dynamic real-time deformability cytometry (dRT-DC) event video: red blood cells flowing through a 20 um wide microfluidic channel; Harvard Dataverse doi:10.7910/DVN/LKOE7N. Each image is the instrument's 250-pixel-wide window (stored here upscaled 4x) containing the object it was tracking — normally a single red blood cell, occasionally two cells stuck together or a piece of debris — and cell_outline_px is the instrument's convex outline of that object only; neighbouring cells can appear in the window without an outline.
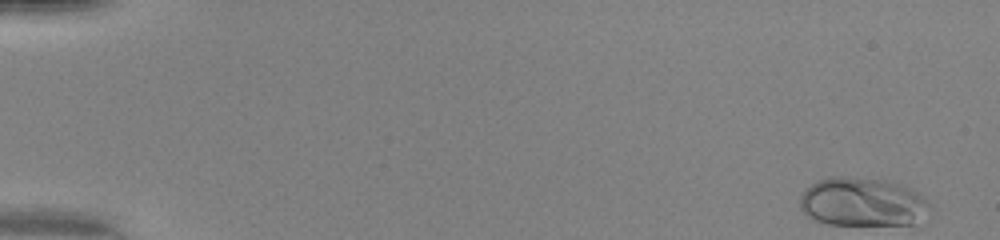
{"species": "human", "species_latin": "Homo sapiens", "temperature_condition": "warm", "stored_images_in_passage": 49, "camera_frame_rate_fps": 3000, "um_per_image_px": 0.085, "donor": {"sex": "female"}, "frame": {"image": 1, "passage_image": 1, "time_ms": 0.0, "image_size_px": [1000, 240], "cell_outline_px": [[932, 208], [912, 224], [828, 224], [816, 220], [808, 216], [800, 208], [800, 196], [812, 184], [828, 176], [844, 176], [888, 180], [904, 184], [912, 188], [924, 196]], "centroid_in_image_um": [73.34, 17.14], "position_along_channel_um": 11.7, "area_um2": 36.93}}
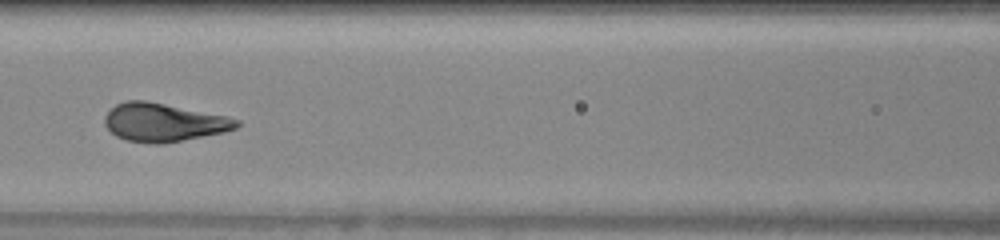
{"frame": {"image": 2, "passage_image": 23, "time_ms": 7.333, "image_size_px": [1000, 240], "cell_outline_px": [[240, 124], [236, 128], [224, 132], [164, 144], [152, 144], [128, 140], [116, 136], [104, 124], [104, 116], [116, 104], [124, 100], [144, 100], [228, 116], [240, 120]], "centroid_in_image_um": [13.91, 10.4], "position_along_channel_um": 152.7, "area_um2": 29.42}}
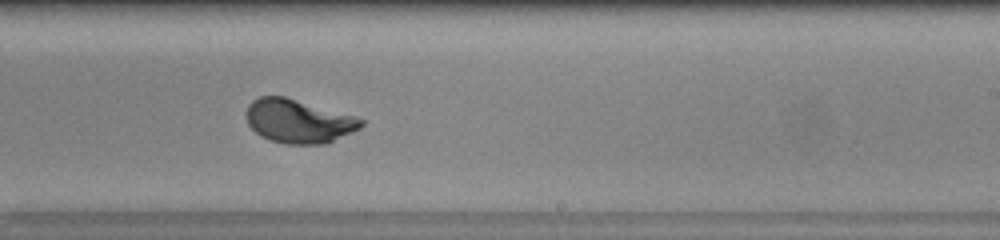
{"frame": {"image": 3, "passage_image": 31, "time_ms": 10.0, "image_size_px": [1000, 240], "cell_outline_px": [[364, 124], [360, 128], [328, 144], [284, 144], [260, 136], [248, 124], [248, 104], [252, 100], [260, 96], [284, 96], [356, 116], [364, 120]], "centroid_in_image_um": [25.41, 10.3], "position_along_channel_um": 263.6, "area_um2": 29.19}, "authors_computed_cell_mechanics": {"area_um2": 29.478, "velocity_mm_per_s": 4.1734, "shape_relaxation_time_tau1_ms": 2.3663, "shape_relaxation_time_tau2_ms": null, "deformation_change_tau1": 0.1866, "deformation_change_tau2": null}}